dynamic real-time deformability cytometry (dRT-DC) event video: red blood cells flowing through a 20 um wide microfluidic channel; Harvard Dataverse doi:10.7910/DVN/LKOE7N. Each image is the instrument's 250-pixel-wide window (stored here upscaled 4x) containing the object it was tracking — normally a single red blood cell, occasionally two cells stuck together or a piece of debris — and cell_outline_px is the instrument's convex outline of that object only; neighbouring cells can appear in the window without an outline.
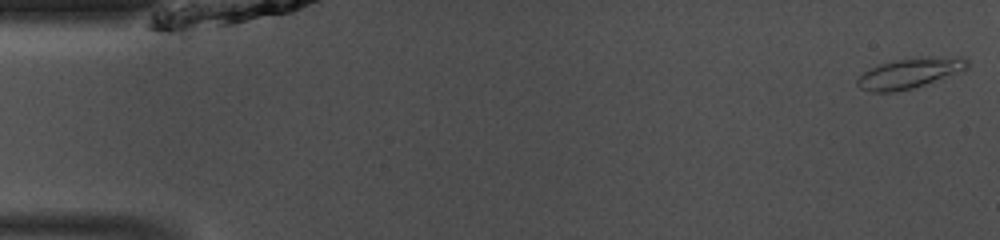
{"species": "common noctule bat (a hibernating species)", "species_latin": "Nyctalus noctula", "temperature_condition": "room temperature", "stored_images_in_passage": 48, "camera_frame_rate_fps": 3000, "um_per_image_px": 0.085, "animal": {"sex": "male", "body_mass_g": 13.0, "forearm_length_mm": 53.1}, "frame": {"image": 1, "passage_image": 1, "time_ms": 0.0, "image_size_px": [1000, 240], "cell_outline_px": [[968, 68], [924, 84], [912, 88], [892, 92], [872, 92], [860, 88], [856, 84], [856, 80], [864, 72], [880, 64], [896, 60], [924, 56], [964, 56], [968, 60]], "centroid_in_image_um": [77.34, 6.19], "position_along_channel_um": 7.7, "area_um2": 19.19}}
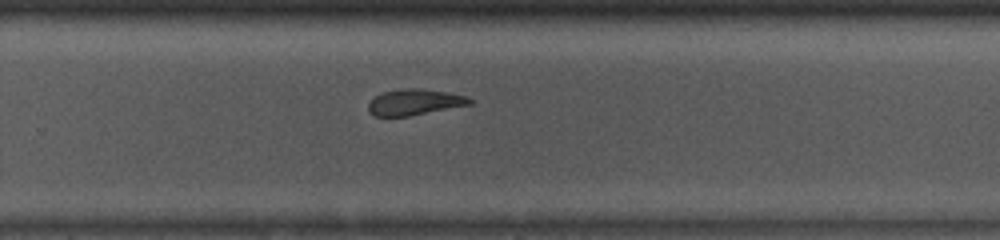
{"frame": {"image": 2, "passage_image": 31, "time_ms": 10.0, "image_size_px": [1000, 240], "cell_outline_px": [[472, 104], [408, 116], [376, 116], [368, 108], [368, 104], [376, 96], [384, 92], [404, 88], [420, 88], [468, 96], [472, 100]], "centroid_in_image_um": [35.27, 8.67], "position_along_channel_um": 294.5, "area_um2": 15.03}}
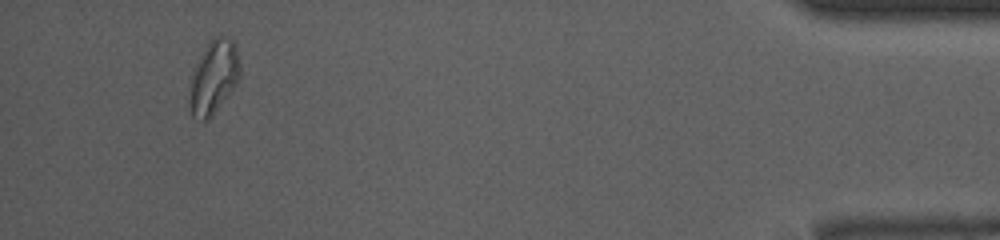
{"frame": {"image": 3, "passage_image": 45, "time_ms": 14.667, "image_size_px": [1000, 240], "cell_outline_px": [[240, 76], [236, 84], [212, 116], [208, 120], [200, 120], [192, 116], [192, 76], [196, 64], [204, 48], [212, 36], [228, 36], [236, 40], [240, 64]], "centroid_in_image_um": [18.24, 6.46], "position_along_channel_um": 417.0, "area_um2": 21.27}}